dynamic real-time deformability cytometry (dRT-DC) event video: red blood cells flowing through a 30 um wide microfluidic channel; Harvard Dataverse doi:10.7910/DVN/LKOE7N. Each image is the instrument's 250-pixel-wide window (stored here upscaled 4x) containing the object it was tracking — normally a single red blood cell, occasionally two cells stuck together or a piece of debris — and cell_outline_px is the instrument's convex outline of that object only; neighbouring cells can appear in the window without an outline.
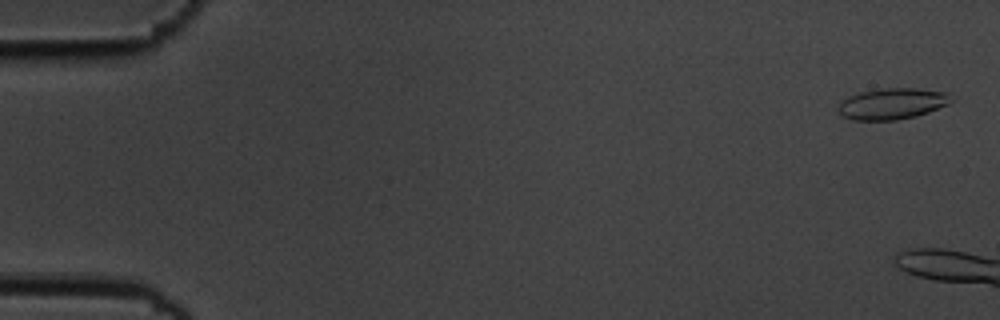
{"species": "common noctule bat (a hibernating species)", "species_latin": "Nyctalus noctula", "temperature_condition": "cold", "stored_images_in_passage": 7, "camera_frame_rate_fps": 3000, "um_per_image_px": 0.085, "animal": {"sex": "male", "body_mass_g": 19.5, "forearm_length_mm": 54.6}, "frame": {"image": 1, "passage_image": 1, "time_ms": 0.0, "image_size_px": [1000, 320], "cell_outline_px": [[952, 100], [948, 104], [928, 112], [916, 116], [896, 120], [852, 120], [840, 116], [836, 108], [840, 100], [848, 96], [860, 92], [884, 88], [916, 88], [948, 92]], "centroid_in_image_um": [75.77, 8.82], "position_along_channel_um": 9.2, "area_um2": 20.75}}